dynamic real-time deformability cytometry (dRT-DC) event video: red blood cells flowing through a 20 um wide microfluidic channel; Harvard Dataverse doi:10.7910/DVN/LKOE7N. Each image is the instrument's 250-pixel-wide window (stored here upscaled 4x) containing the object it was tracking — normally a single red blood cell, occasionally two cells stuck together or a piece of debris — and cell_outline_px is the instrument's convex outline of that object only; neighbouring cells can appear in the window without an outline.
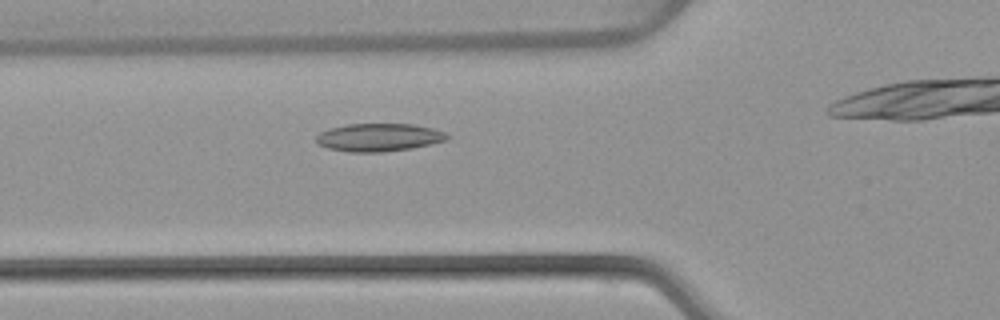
{"species": "common noctule bat (a hibernating species)", "species_latin": "Nyctalus noctula", "temperature_condition": "warm", "stored_images_in_passage": 32, "camera_frame_rate_fps": 3000, "um_per_image_px": 0.085, "animal": {"sex": "female", "body_mass_g": 22.7, "forearm_length_mm": 54.2}, "frame": {"image": 1, "passage_image": 8, "time_ms": 2.333, "image_size_px": [1000, 320], "cell_outline_px": [[448, 140], [432, 144], [412, 148], [380, 152], [348, 152], [328, 148], [320, 144], [316, 140], [316, 136], [320, 132], [328, 128], [348, 124], [412, 124], [432, 128], [444, 132], [448, 136]], "centroid_in_image_um": [32.2, 11.68], "position_along_channel_um": 93.6, "area_um2": 21.27}}
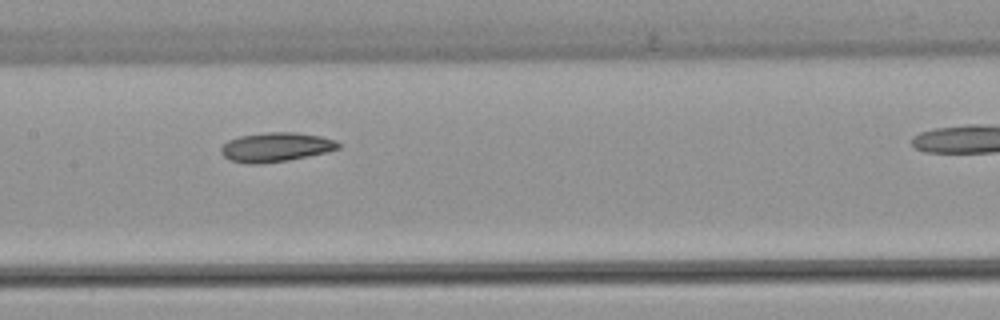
{"frame": {"image": 2, "passage_image": 15, "time_ms": 4.667, "image_size_px": [1000, 320], "cell_outline_px": [[340, 148], [324, 152], [288, 160], [260, 164], [248, 164], [232, 160], [224, 156], [220, 152], [220, 148], [228, 140], [240, 136], [268, 132], [296, 132], [320, 136], [336, 140], [340, 144]], "centroid_in_image_um": [23.43, 12.5], "position_along_channel_um": 184.0, "area_um2": 19.83}}
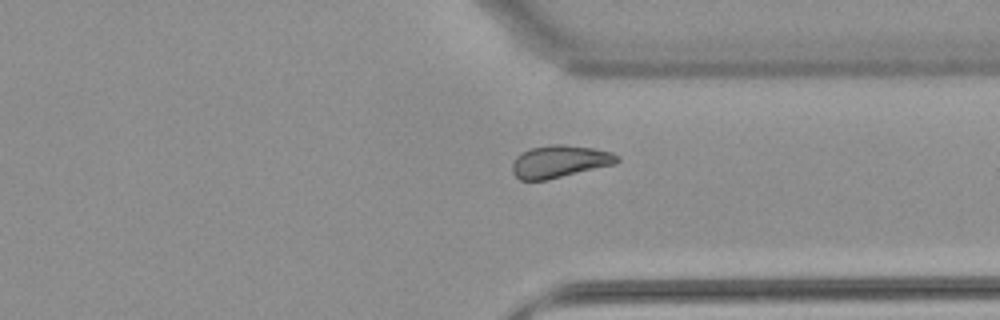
{"frame": {"image": 3, "passage_image": 29, "time_ms": 9.333, "image_size_px": [1000, 320], "cell_outline_px": [[620, 160], [616, 164], [548, 180], [520, 180], [512, 172], [512, 164], [516, 156], [520, 152], [528, 148], [552, 144], [564, 144], [592, 148], [612, 152], [620, 156]], "centroid_in_image_um": [47.57, 13.72], "position_along_channel_um": 363.8, "area_um2": 20.11}}